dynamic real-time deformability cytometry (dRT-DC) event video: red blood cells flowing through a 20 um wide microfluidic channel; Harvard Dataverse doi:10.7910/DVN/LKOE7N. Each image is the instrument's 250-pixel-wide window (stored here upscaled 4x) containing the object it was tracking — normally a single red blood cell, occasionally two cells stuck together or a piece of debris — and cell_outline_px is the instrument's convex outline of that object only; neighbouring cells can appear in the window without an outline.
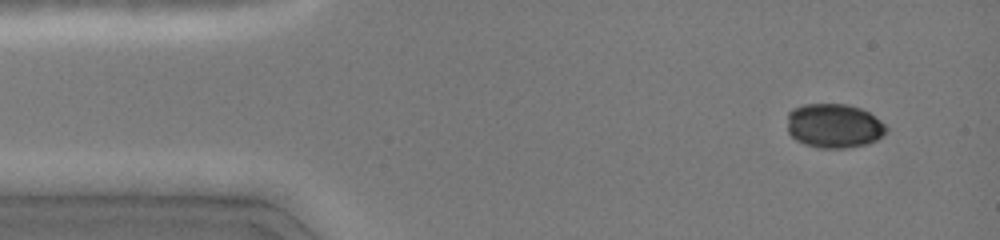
{"species": "common noctule bat (a hibernating species)", "species_latin": "Nyctalus noctula", "temperature_condition": "cold", "stored_images_in_passage": 14, "camera_frame_rate_fps": 3000, "um_per_image_px": 0.085, "animal": {"sex": "female", "body_mass_g": 19.0, "forearm_length_mm": 51.5}, "frame": {"image": 1, "passage_image": 3, "time_ms": 0.667, "image_size_px": [1000, 240], "cell_outline_px": [[888, 132], [876, 140], [868, 144], [844, 148], [816, 148], [804, 144], [796, 140], [788, 132], [788, 112], [792, 108], [804, 104], [848, 104], [860, 108], [868, 112], [880, 120], [888, 128]], "centroid_in_image_um": [70.89, 10.7], "position_along_channel_um": 14.1, "area_um2": 25.78}}